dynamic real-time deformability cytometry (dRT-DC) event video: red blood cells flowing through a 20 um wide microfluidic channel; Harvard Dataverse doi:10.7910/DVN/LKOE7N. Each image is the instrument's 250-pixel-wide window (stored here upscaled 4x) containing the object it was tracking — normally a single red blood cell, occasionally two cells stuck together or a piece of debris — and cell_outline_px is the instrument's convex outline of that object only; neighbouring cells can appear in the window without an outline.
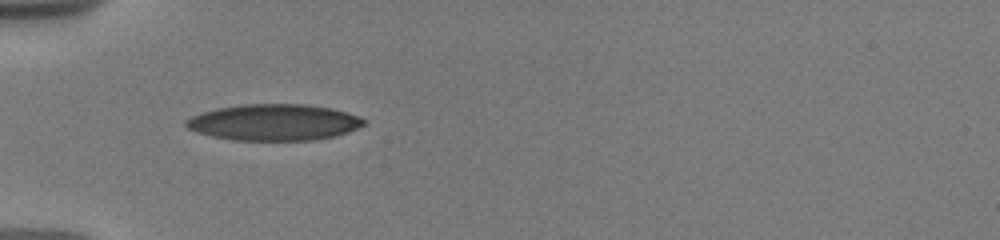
{"species": "human", "species_latin": "Homo sapiens", "temperature_condition": "warm", "stored_images_in_passage": 20, "camera_frame_rate_fps": 3000, "um_per_image_px": 0.085, "donor": {"sex": "male"}, "frame": {"image": 1, "passage_image": 2, "time_ms": 0.667, "image_size_px": [1000, 240], "cell_outline_px": [[364, 124], [356, 128], [336, 136], [312, 140], [232, 140], [212, 136], [196, 132], [188, 128], [184, 124], [184, 120], [200, 112], [216, 108], [240, 104], [304, 104], [332, 108], [348, 112], [360, 116], [364, 120]], "centroid_in_image_um": [23.25, 10.39], "position_along_channel_um": 61.8, "area_um2": 37.74}}
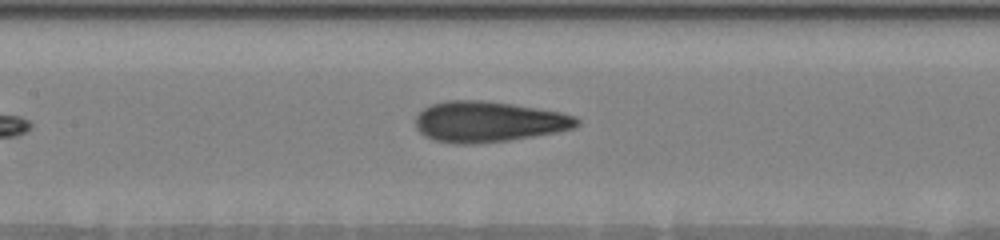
{"frame": {"image": 2, "passage_image": 7, "time_ms": 3.667, "image_size_px": [1000, 240], "cell_outline_px": [[580, 124], [576, 128], [556, 132], [508, 140], [472, 144], [456, 144], [436, 140], [424, 136], [416, 128], [416, 116], [424, 108], [432, 104], [448, 100], [484, 100], [512, 104], [560, 112], [576, 116], [580, 120]], "centroid_in_image_um": [41.53, 10.34], "position_along_channel_um": 165.9, "area_um2": 38.21}}
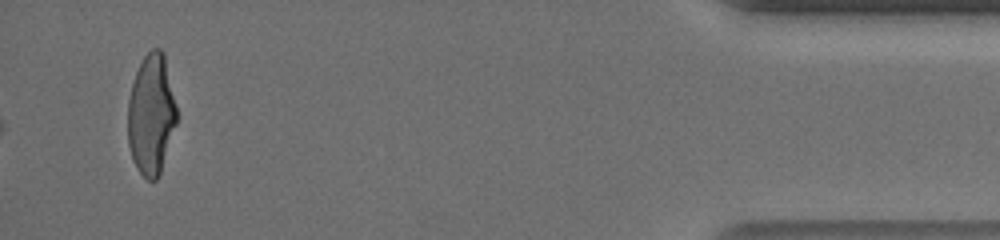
{"frame": {"image": 3, "passage_image": 20, "time_ms": 12.333, "image_size_px": [1000, 240], "cell_outline_px": [[176, 124], [160, 172], [156, 180], [148, 180], [136, 168], [132, 160], [128, 144], [128, 100], [132, 84], [136, 72], [144, 56], [152, 48], [160, 48], [164, 52], [176, 108]], "centroid_in_image_um": [12.84, 9.73], "position_along_channel_um": 422.4, "area_um2": 34.04}, "authors_computed_cell_mechanics": {"area_um2": 37.3677, "velocity_mm_per_s": 3.6943, "shape_relaxation_time_tau1_ms": 5.072, "shape_relaxation_time_tau2_ms": 0.9231, "deformation_change_tau1": 0.204, "deformation_change_tau2": 0.0736}}